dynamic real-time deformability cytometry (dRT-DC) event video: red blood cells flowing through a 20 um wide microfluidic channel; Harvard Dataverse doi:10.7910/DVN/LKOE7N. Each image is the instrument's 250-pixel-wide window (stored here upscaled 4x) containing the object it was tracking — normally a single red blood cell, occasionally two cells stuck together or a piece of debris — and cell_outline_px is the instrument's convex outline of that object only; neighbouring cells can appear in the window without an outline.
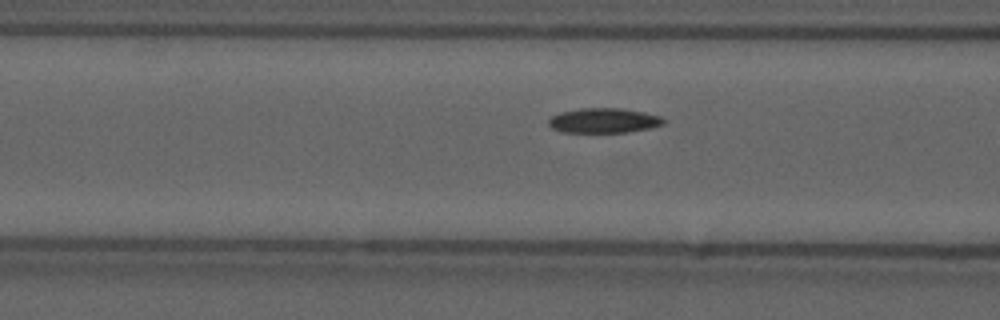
{"species": "common noctule bat (a hibernating species)", "species_latin": "Nyctalus noctula", "temperature_condition": "cold", "stored_images_in_passage": 18, "camera_frame_rate_fps": 3000, "um_per_image_px": 0.085, "animal": {"sex": "male", "forearm_length_mm": 52.5}, "frame": {"image": 1, "passage_image": 16, "time_ms": 5.0, "image_size_px": [1000, 320], "cell_outline_px": [[668, 120], [664, 124], [652, 128], [628, 132], [564, 132], [552, 128], [548, 124], [548, 120], [552, 116], [560, 112], [580, 108], [620, 108], [644, 112], [660, 116]], "centroid_in_image_um": [51.36, 10.24], "position_along_channel_um": 115.2, "area_um2": 16.76}}